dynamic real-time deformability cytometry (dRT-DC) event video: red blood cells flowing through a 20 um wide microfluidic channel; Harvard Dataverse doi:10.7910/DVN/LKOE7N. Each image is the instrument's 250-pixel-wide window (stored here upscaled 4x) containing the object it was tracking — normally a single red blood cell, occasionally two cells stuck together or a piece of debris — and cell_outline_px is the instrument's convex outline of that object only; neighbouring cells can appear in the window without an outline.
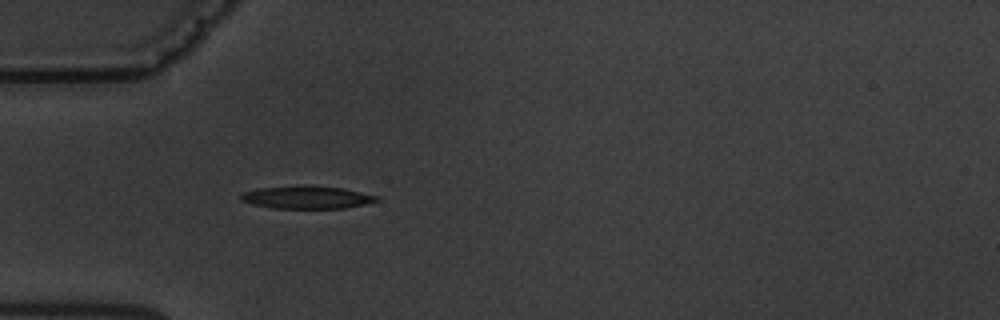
{"species": "common noctule bat (a hibernating species)", "species_latin": "Nyctalus noctula", "temperature_condition": "warm", "stored_images_in_passage": 1, "camera_frame_rate_fps": 3000, "um_per_image_px": 0.085, "animal": {"sex": "male", "body_mass_g": 19.5, "forearm_length_mm": 54.6}, "frame": {"image": 1, "passage_image": 1, "time_ms": 0.0, "image_size_px": [1000, 320], "cell_outline_px": [[380, 200], [364, 204], [344, 208], [272, 208], [252, 204], [240, 200], [240, 196], [244, 192], [260, 188], [344, 188], [380, 196]], "centroid_in_image_um": [26.13, 16.82], "position_along_channel_um": 58.9, "area_um2": 16.99}}